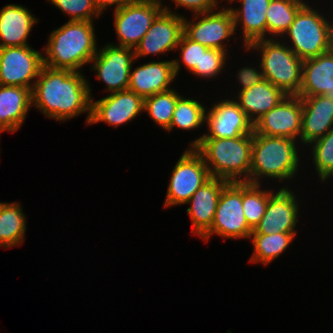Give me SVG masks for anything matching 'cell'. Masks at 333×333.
<instances>
[{
  "instance_id": "52a82bcc",
  "label": "cell",
  "mask_w": 333,
  "mask_h": 333,
  "mask_svg": "<svg viewBox=\"0 0 333 333\" xmlns=\"http://www.w3.org/2000/svg\"><path fill=\"white\" fill-rule=\"evenodd\" d=\"M242 207V182H229L220 194L211 228L201 237L204 242L214 234L228 239H250L253 230Z\"/></svg>"
},
{
  "instance_id": "836d02e7",
  "label": "cell",
  "mask_w": 333,
  "mask_h": 333,
  "mask_svg": "<svg viewBox=\"0 0 333 333\" xmlns=\"http://www.w3.org/2000/svg\"><path fill=\"white\" fill-rule=\"evenodd\" d=\"M62 13L70 16L69 21H89L94 22V18H99L101 13L93 0H48Z\"/></svg>"
},
{
  "instance_id": "3957f363",
  "label": "cell",
  "mask_w": 333,
  "mask_h": 333,
  "mask_svg": "<svg viewBox=\"0 0 333 333\" xmlns=\"http://www.w3.org/2000/svg\"><path fill=\"white\" fill-rule=\"evenodd\" d=\"M194 149L202 156L211 177L249 183L252 134L235 138H202Z\"/></svg>"
},
{
  "instance_id": "83f0119b",
  "label": "cell",
  "mask_w": 333,
  "mask_h": 333,
  "mask_svg": "<svg viewBox=\"0 0 333 333\" xmlns=\"http://www.w3.org/2000/svg\"><path fill=\"white\" fill-rule=\"evenodd\" d=\"M308 2L303 0H271L266 12L267 35L284 37L299 9ZM269 33V34H268ZM276 35V36H275Z\"/></svg>"
},
{
  "instance_id": "ac0fdd59",
  "label": "cell",
  "mask_w": 333,
  "mask_h": 333,
  "mask_svg": "<svg viewBox=\"0 0 333 333\" xmlns=\"http://www.w3.org/2000/svg\"><path fill=\"white\" fill-rule=\"evenodd\" d=\"M229 183L225 179L211 177L185 203L186 213L192 221V234L200 238L211 228L217 203L223 188Z\"/></svg>"
},
{
  "instance_id": "603a6c76",
  "label": "cell",
  "mask_w": 333,
  "mask_h": 333,
  "mask_svg": "<svg viewBox=\"0 0 333 333\" xmlns=\"http://www.w3.org/2000/svg\"><path fill=\"white\" fill-rule=\"evenodd\" d=\"M239 1L241 8H230L235 31L240 25L242 27L243 48H247L251 43L266 39L267 20L266 12L271 0H231L229 3Z\"/></svg>"
},
{
  "instance_id": "7a4b0ae2",
  "label": "cell",
  "mask_w": 333,
  "mask_h": 333,
  "mask_svg": "<svg viewBox=\"0 0 333 333\" xmlns=\"http://www.w3.org/2000/svg\"><path fill=\"white\" fill-rule=\"evenodd\" d=\"M93 23L68 20L52 31L43 49V65L82 72L81 67L90 64L98 51Z\"/></svg>"
},
{
  "instance_id": "d4e9b609",
  "label": "cell",
  "mask_w": 333,
  "mask_h": 333,
  "mask_svg": "<svg viewBox=\"0 0 333 333\" xmlns=\"http://www.w3.org/2000/svg\"><path fill=\"white\" fill-rule=\"evenodd\" d=\"M286 96L278 87L263 79L249 89L238 92L237 99L234 100L254 124Z\"/></svg>"
},
{
  "instance_id": "4fadbf2b",
  "label": "cell",
  "mask_w": 333,
  "mask_h": 333,
  "mask_svg": "<svg viewBox=\"0 0 333 333\" xmlns=\"http://www.w3.org/2000/svg\"><path fill=\"white\" fill-rule=\"evenodd\" d=\"M163 6L162 12L153 21L151 27L134 48L135 59L176 51L183 34L184 15H179Z\"/></svg>"
},
{
  "instance_id": "6da1fadb",
  "label": "cell",
  "mask_w": 333,
  "mask_h": 333,
  "mask_svg": "<svg viewBox=\"0 0 333 333\" xmlns=\"http://www.w3.org/2000/svg\"><path fill=\"white\" fill-rule=\"evenodd\" d=\"M92 95L82 72L43 66L32 89V105L47 118L62 123L86 112L89 125Z\"/></svg>"
},
{
  "instance_id": "4dcf8cb0",
  "label": "cell",
  "mask_w": 333,
  "mask_h": 333,
  "mask_svg": "<svg viewBox=\"0 0 333 333\" xmlns=\"http://www.w3.org/2000/svg\"><path fill=\"white\" fill-rule=\"evenodd\" d=\"M181 96L174 88L156 93L144 99V111L154 123L166 131L170 127L175 105Z\"/></svg>"
},
{
  "instance_id": "9c48e42d",
  "label": "cell",
  "mask_w": 333,
  "mask_h": 333,
  "mask_svg": "<svg viewBox=\"0 0 333 333\" xmlns=\"http://www.w3.org/2000/svg\"><path fill=\"white\" fill-rule=\"evenodd\" d=\"M162 11L161 0H132L114 10L115 45L134 49Z\"/></svg>"
},
{
  "instance_id": "d590c367",
  "label": "cell",
  "mask_w": 333,
  "mask_h": 333,
  "mask_svg": "<svg viewBox=\"0 0 333 333\" xmlns=\"http://www.w3.org/2000/svg\"><path fill=\"white\" fill-rule=\"evenodd\" d=\"M177 8H185L194 14L208 13L218 9V0H171Z\"/></svg>"
},
{
  "instance_id": "277c9868",
  "label": "cell",
  "mask_w": 333,
  "mask_h": 333,
  "mask_svg": "<svg viewBox=\"0 0 333 333\" xmlns=\"http://www.w3.org/2000/svg\"><path fill=\"white\" fill-rule=\"evenodd\" d=\"M296 144L294 139L253 132L249 183L260 184L264 177L278 182L294 179L300 166Z\"/></svg>"
},
{
  "instance_id": "7c38bea8",
  "label": "cell",
  "mask_w": 333,
  "mask_h": 333,
  "mask_svg": "<svg viewBox=\"0 0 333 333\" xmlns=\"http://www.w3.org/2000/svg\"><path fill=\"white\" fill-rule=\"evenodd\" d=\"M134 61V49L108 43L98 49L90 63L98 81H103L111 94L128 89Z\"/></svg>"
},
{
  "instance_id": "f546056e",
  "label": "cell",
  "mask_w": 333,
  "mask_h": 333,
  "mask_svg": "<svg viewBox=\"0 0 333 333\" xmlns=\"http://www.w3.org/2000/svg\"><path fill=\"white\" fill-rule=\"evenodd\" d=\"M206 107L201 102L186 98L183 95L177 100L170 127L171 132L175 127L182 130H195L205 123Z\"/></svg>"
},
{
  "instance_id": "d6986e66",
  "label": "cell",
  "mask_w": 333,
  "mask_h": 333,
  "mask_svg": "<svg viewBox=\"0 0 333 333\" xmlns=\"http://www.w3.org/2000/svg\"><path fill=\"white\" fill-rule=\"evenodd\" d=\"M132 69L131 67L128 90L143 99L173 89L170 87L176 78L173 60L159 62L153 60Z\"/></svg>"
},
{
  "instance_id": "d6a6232c",
  "label": "cell",
  "mask_w": 333,
  "mask_h": 333,
  "mask_svg": "<svg viewBox=\"0 0 333 333\" xmlns=\"http://www.w3.org/2000/svg\"><path fill=\"white\" fill-rule=\"evenodd\" d=\"M177 49L180 50L181 57H179V59L173 60L176 77L179 74L182 63L189 72H191L193 69H201L202 53H205V51L208 49L207 47L198 42L192 41L183 33L176 51Z\"/></svg>"
},
{
  "instance_id": "8fae6325",
  "label": "cell",
  "mask_w": 333,
  "mask_h": 333,
  "mask_svg": "<svg viewBox=\"0 0 333 333\" xmlns=\"http://www.w3.org/2000/svg\"><path fill=\"white\" fill-rule=\"evenodd\" d=\"M41 53L30 46L0 48V85L32 90L44 66Z\"/></svg>"
},
{
  "instance_id": "cb8c5ba5",
  "label": "cell",
  "mask_w": 333,
  "mask_h": 333,
  "mask_svg": "<svg viewBox=\"0 0 333 333\" xmlns=\"http://www.w3.org/2000/svg\"><path fill=\"white\" fill-rule=\"evenodd\" d=\"M32 106L31 89L0 85V133L16 132Z\"/></svg>"
},
{
  "instance_id": "5bb4252c",
  "label": "cell",
  "mask_w": 333,
  "mask_h": 333,
  "mask_svg": "<svg viewBox=\"0 0 333 333\" xmlns=\"http://www.w3.org/2000/svg\"><path fill=\"white\" fill-rule=\"evenodd\" d=\"M205 123L209 133L190 142L194 148L202 138H235L253 134V123L233 99L220 100L206 110Z\"/></svg>"
},
{
  "instance_id": "44dd1931",
  "label": "cell",
  "mask_w": 333,
  "mask_h": 333,
  "mask_svg": "<svg viewBox=\"0 0 333 333\" xmlns=\"http://www.w3.org/2000/svg\"><path fill=\"white\" fill-rule=\"evenodd\" d=\"M324 95L333 100V48L303 60L300 98Z\"/></svg>"
},
{
  "instance_id": "8d00e7d4",
  "label": "cell",
  "mask_w": 333,
  "mask_h": 333,
  "mask_svg": "<svg viewBox=\"0 0 333 333\" xmlns=\"http://www.w3.org/2000/svg\"><path fill=\"white\" fill-rule=\"evenodd\" d=\"M260 69V70H259ZM259 69H256L252 66H244V68H240L237 72V80L239 81V84L241 86L240 91L249 89L250 87L254 86L255 84L262 81L263 78V72L261 69V65L259 66Z\"/></svg>"
},
{
  "instance_id": "484cf974",
  "label": "cell",
  "mask_w": 333,
  "mask_h": 333,
  "mask_svg": "<svg viewBox=\"0 0 333 333\" xmlns=\"http://www.w3.org/2000/svg\"><path fill=\"white\" fill-rule=\"evenodd\" d=\"M27 219L20 203H5L0 216V247H18L25 241Z\"/></svg>"
},
{
  "instance_id": "f35d334b",
  "label": "cell",
  "mask_w": 333,
  "mask_h": 333,
  "mask_svg": "<svg viewBox=\"0 0 333 333\" xmlns=\"http://www.w3.org/2000/svg\"><path fill=\"white\" fill-rule=\"evenodd\" d=\"M6 202H0V216H1V210H2V207H3V205L5 204Z\"/></svg>"
},
{
  "instance_id": "74e56055",
  "label": "cell",
  "mask_w": 333,
  "mask_h": 333,
  "mask_svg": "<svg viewBox=\"0 0 333 333\" xmlns=\"http://www.w3.org/2000/svg\"><path fill=\"white\" fill-rule=\"evenodd\" d=\"M96 7L98 8L99 12L102 14L106 10L107 7H111L112 5L115 6L114 10H117L128 4L132 0H93Z\"/></svg>"
},
{
  "instance_id": "9a60e30c",
  "label": "cell",
  "mask_w": 333,
  "mask_h": 333,
  "mask_svg": "<svg viewBox=\"0 0 333 333\" xmlns=\"http://www.w3.org/2000/svg\"><path fill=\"white\" fill-rule=\"evenodd\" d=\"M302 113L301 98L298 95H287L253 124V132L297 141L302 130Z\"/></svg>"
},
{
  "instance_id": "2e32d148",
  "label": "cell",
  "mask_w": 333,
  "mask_h": 333,
  "mask_svg": "<svg viewBox=\"0 0 333 333\" xmlns=\"http://www.w3.org/2000/svg\"><path fill=\"white\" fill-rule=\"evenodd\" d=\"M296 194L289 187H282L268 200L264 216L251 234L294 233L299 216Z\"/></svg>"
},
{
  "instance_id": "8992f818",
  "label": "cell",
  "mask_w": 333,
  "mask_h": 333,
  "mask_svg": "<svg viewBox=\"0 0 333 333\" xmlns=\"http://www.w3.org/2000/svg\"><path fill=\"white\" fill-rule=\"evenodd\" d=\"M321 11L304 4L284 34L288 47L302 60L317 57L333 48L331 21Z\"/></svg>"
},
{
  "instance_id": "1f68e13d",
  "label": "cell",
  "mask_w": 333,
  "mask_h": 333,
  "mask_svg": "<svg viewBox=\"0 0 333 333\" xmlns=\"http://www.w3.org/2000/svg\"><path fill=\"white\" fill-rule=\"evenodd\" d=\"M318 178L325 182L333 176V128L309 144Z\"/></svg>"
},
{
  "instance_id": "ba28073f",
  "label": "cell",
  "mask_w": 333,
  "mask_h": 333,
  "mask_svg": "<svg viewBox=\"0 0 333 333\" xmlns=\"http://www.w3.org/2000/svg\"><path fill=\"white\" fill-rule=\"evenodd\" d=\"M210 178L202 156L188 147L171 171L164 208L185 204Z\"/></svg>"
},
{
  "instance_id": "7402d4cb",
  "label": "cell",
  "mask_w": 333,
  "mask_h": 333,
  "mask_svg": "<svg viewBox=\"0 0 333 333\" xmlns=\"http://www.w3.org/2000/svg\"><path fill=\"white\" fill-rule=\"evenodd\" d=\"M38 20L23 5H5L0 10V48L29 46L28 36Z\"/></svg>"
},
{
  "instance_id": "e0dca14e",
  "label": "cell",
  "mask_w": 333,
  "mask_h": 333,
  "mask_svg": "<svg viewBox=\"0 0 333 333\" xmlns=\"http://www.w3.org/2000/svg\"><path fill=\"white\" fill-rule=\"evenodd\" d=\"M144 111V99L130 90L111 93L102 99L93 100L91 106V124L105 122L118 127L131 122Z\"/></svg>"
},
{
  "instance_id": "30bf717a",
  "label": "cell",
  "mask_w": 333,
  "mask_h": 333,
  "mask_svg": "<svg viewBox=\"0 0 333 333\" xmlns=\"http://www.w3.org/2000/svg\"><path fill=\"white\" fill-rule=\"evenodd\" d=\"M225 7L224 5L219 10L194 14L191 21L184 17L183 33L207 48L228 52L224 41L233 37L236 32L232 12Z\"/></svg>"
},
{
  "instance_id": "5b68a950",
  "label": "cell",
  "mask_w": 333,
  "mask_h": 333,
  "mask_svg": "<svg viewBox=\"0 0 333 333\" xmlns=\"http://www.w3.org/2000/svg\"><path fill=\"white\" fill-rule=\"evenodd\" d=\"M269 37L251 43L246 51L253 49L260 54L263 78L282 90L286 95H298L301 86L303 60L284 40ZM283 43H282V42Z\"/></svg>"
},
{
  "instance_id": "4316f807",
  "label": "cell",
  "mask_w": 333,
  "mask_h": 333,
  "mask_svg": "<svg viewBox=\"0 0 333 333\" xmlns=\"http://www.w3.org/2000/svg\"><path fill=\"white\" fill-rule=\"evenodd\" d=\"M294 233L251 234L253 254L250 263L270 264L289 247L296 238Z\"/></svg>"
},
{
  "instance_id": "e575fe53",
  "label": "cell",
  "mask_w": 333,
  "mask_h": 333,
  "mask_svg": "<svg viewBox=\"0 0 333 333\" xmlns=\"http://www.w3.org/2000/svg\"><path fill=\"white\" fill-rule=\"evenodd\" d=\"M228 52L208 48L202 53L201 69H193L190 73L200 78H214L222 73Z\"/></svg>"
},
{
  "instance_id": "ab89813d",
  "label": "cell",
  "mask_w": 333,
  "mask_h": 333,
  "mask_svg": "<svg viewBox=\"0 0 333 333\" xmlns=\"http://www.w3.org/2000/svg\"><path fill=\"white\" fill-rule=\"evenodd\" d=\"M331 23H333V21ZM331 31H332V43H333V24H331Z\"/></svg>"
},
{
  "instance_id": "f1b7e54d",
  "label": "cell",
  "mask_w": 333,
  "mask_h": 333,
  "mask_svg": "<svg viewBox=\"0 0 333 333\" xmlns=\"http://www.w3.org/2000/svg\"><path fill=\"white\" fill-rule=\"evenodd\" d=\"M260 184L242 182L243 213L248 226L254 230L265 214L269 197L275 192L273 189L261 188Z\"/></svg>"
},
{
  "instance_id": "ffe728a7",
  "label": "cell",
  "mask_w": 333,
  "mask_h": 333,
  "mask_svg": "<svg viewBox=\"0 0 333 333\" xmlns=\"http://www.w3.org/2000/svg\"><path fill=\"white\" fill-rule=\"evenodd\" d=\"M300 143L308 145L333 128V100L324 95L303 97Z\"/></svg>"
}]
</instances>
